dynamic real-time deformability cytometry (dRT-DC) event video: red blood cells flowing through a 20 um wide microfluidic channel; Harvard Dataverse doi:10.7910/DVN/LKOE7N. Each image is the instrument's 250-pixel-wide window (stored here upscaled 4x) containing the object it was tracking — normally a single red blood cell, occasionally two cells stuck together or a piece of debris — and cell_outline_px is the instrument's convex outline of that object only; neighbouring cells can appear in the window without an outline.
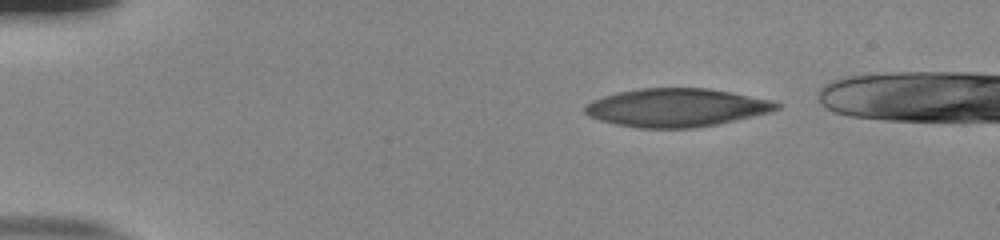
{"species": "human", "species_latin": "Homo sapiens", "temperature_condition": "room temperature", "stored_images_in_passage": 43, "camera_frame_rate_fps": 3000, "um_per_image_px": 0.085, "donor": {"sex": "male"}, "frame": {"image": 1, "passage_image": 1, "time_ms": 0.0, "image_size_px": [1000, 240], "cell_outline_px": [[780, 108], [768, 112], [716, 124], [692, 128], [640, 128], [616, 124], [600, 120], [584, 112], [584, 108], [592, 100], [604, 96], [620, 92], [644, 88], [704, 88], [728, 92], [768, 100], [780, 104]], "centroid_in_image_um": [57.45, 9.15], "position_along_channel_um": 27.6, "area_um2": 41.85}}
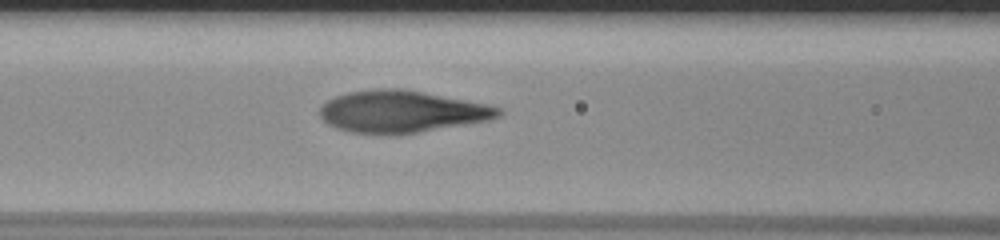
{"frame": {"image": 2, "passage_image": 16, "time_ms": 5.0, "image_size_px": [1000, 240], "cell_outline_px": [[504, 112], [500, 116], [488, 120], [396, 136], [384, 136], [348, 132], [336, 128], [328, 124], [320, 116], [320, 108], [328, 100], [336, 96], [348, 92], [380, 88], [400, 88], [484, 104], [500, 108]], "centroid_in_image_um": [34.08, 9.52], "position_along_channel_um": 132.5, "area_um2": 43.7}}
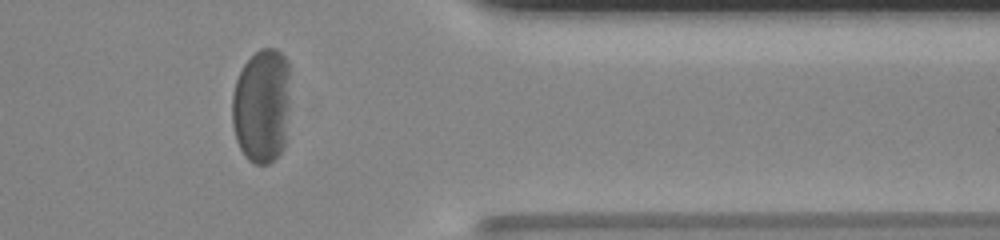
{"frame": {"image": 3, "passage_image": 37, "time_ms": 12.0, "image_size_px": [1000, 240], "cell_outline_px": [[288, 108], [284, 148], [268, 164], [256, 164], [248, 160], [244, 156], [236, 140], [232, 124], [232, 96], [236, 80], [244, 64], [260, 48], [276, 48], [288, 60]], "centroid_in_image_um": [22.23, 9.0], "position_along_channel_um": 389.2, "area_um2": 38.84}}